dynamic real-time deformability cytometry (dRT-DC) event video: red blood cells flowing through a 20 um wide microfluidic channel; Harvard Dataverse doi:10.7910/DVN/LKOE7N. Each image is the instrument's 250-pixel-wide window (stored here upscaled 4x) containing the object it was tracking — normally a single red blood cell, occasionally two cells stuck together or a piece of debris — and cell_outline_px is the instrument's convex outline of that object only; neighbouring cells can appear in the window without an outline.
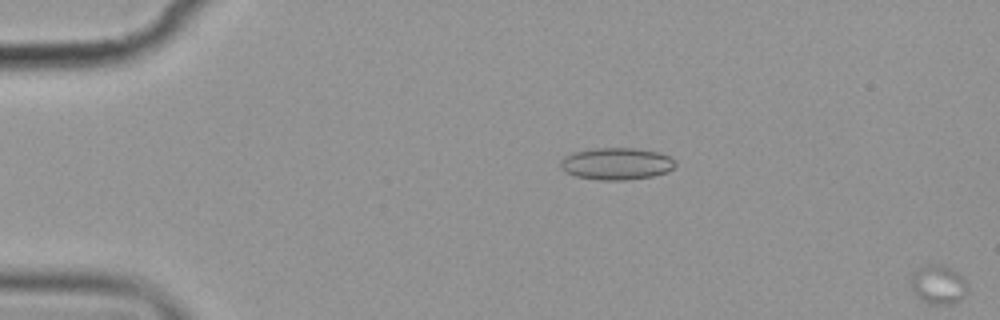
{"species": "common noctule bat (a hibernating species)", "species_latin": "Nyctalus noctula", "temperature_condition": "cold", "stored_images_in_passage": 4, "camera_frame_rate_fps": 3000, "um_per_image_px": 0.085, "animal": {"sex": "female", "body_mass_g": 19.9}, "frame": {"image": 1, "passage_image": 4, "time_ms": 3.333, "image_size_px": [1000, 320], "cell_outline_px": [[968, 288], [960, 300], [948, 304], [928, 304], [912, 288], [912, 276], [920, 268], [928, 264], [944, 264], [952, 268], [964, 280]], "centroid_in_image_um": [79.79, 24.17], "position_along_channel_um": 5.2, "area_um2": 12.37}}